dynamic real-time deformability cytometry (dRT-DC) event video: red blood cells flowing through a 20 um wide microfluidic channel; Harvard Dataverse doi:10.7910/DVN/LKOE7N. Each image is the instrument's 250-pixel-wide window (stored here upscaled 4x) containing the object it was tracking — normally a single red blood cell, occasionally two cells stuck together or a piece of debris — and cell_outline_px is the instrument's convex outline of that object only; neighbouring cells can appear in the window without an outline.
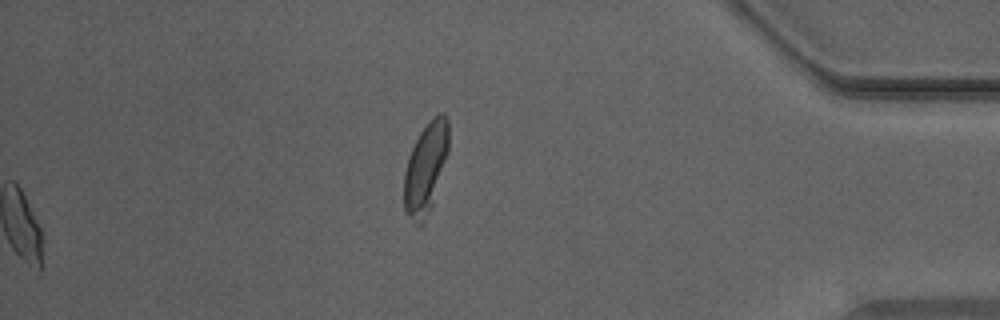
{"species": "Egyptian fruit bat (a non-hibernating species)", "species_latin": "Rousettus aegyptiacus", "temperature_condition": "warm", "stored_images_in_passage": 44, "camera_frame_rate_fps": 3000, "um_per_image_px": 0.085, "animal": {"sex": "male"}, "frame": {"image": 1, "passage_image": 44, "time_ms": 14.333, "image_size_px": [1000, 320], "cell_outline_px": [[448, 152], [432, 204], [424, 224], [420, 228], [404, 212], [404, 172], [408, 156], [420, 132], [440, 112], [444, 112], [448, 120]], "centroid_in_image_um": [36.16, 14.35], "position_along_channel_um": 399.0, "area_um2": 23.47}, "authors_computed_cell_mechanics": {"area_um2": 18.1492, "velocity_mm_per_s": 3.9638, "shape_relaxation_time_tau1_ms": 3.3017, "shape_relaxation_time_tau2_ms": 0.9476, "deformation_change_tau1": 0.1797, "deformation_change_tau2": 0.065}}